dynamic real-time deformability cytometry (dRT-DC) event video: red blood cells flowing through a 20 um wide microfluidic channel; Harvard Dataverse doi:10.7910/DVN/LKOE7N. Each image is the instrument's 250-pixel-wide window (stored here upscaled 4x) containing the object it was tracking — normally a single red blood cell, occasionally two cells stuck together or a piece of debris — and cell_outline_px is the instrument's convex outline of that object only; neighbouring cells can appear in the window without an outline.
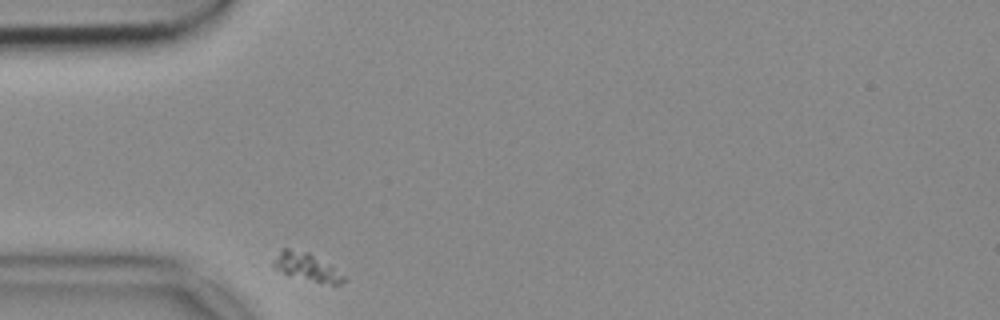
{"species": "common noctule bat (a hibernating species)", "species_latin": "Nyctalus noctula", "temperature_condition": "cold", "stored_images_in_passage": 33, "camera_frame_rate_fps": 3000, "um_per_image_px": 0.085, "animal": {"sex": "female", "body_mass_g": 18.4}, "frame": {"image": 1, "passage_image": 1, "time_ms": 0.0, "image_size_px": [1000, 320], "cell_outline_px": [[348, 280], [340, 284], [332, 284], [288, 276], [272, 268], [272, 260], [280, 248], [288, 248], [308, 252], [348, 276]], "centroid_in_image_um": [26.03, 22.69], "position_along_channel_um": 59.0, "area_um2": 11.73}}
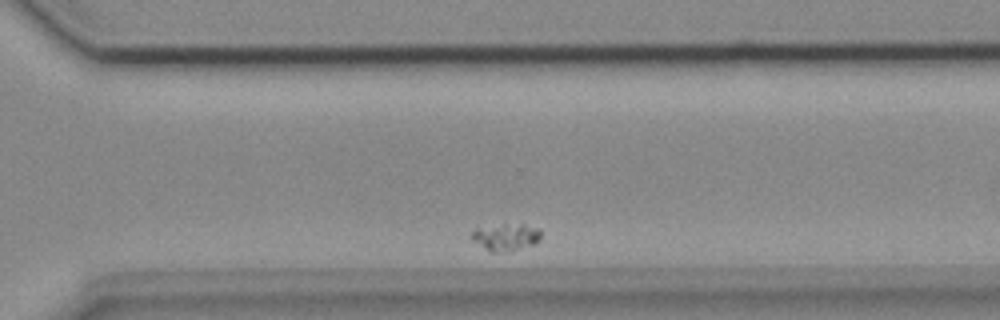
{"frame": {"image": 2, "passage_image": 29, "time_ms": 9.333, "image_size_px": [1000, 320], "cell_outline_px": [[540, 240], [536, 244], [496, 252], [492, 252], [472, 240], [468, 236], [476, 228], [504, 224], [524, 224], [540, 228]], "centroid_in_image_um": [43.0, 20.11], "position_along_channel_um": 327.6, "area_um2": 10.75}}
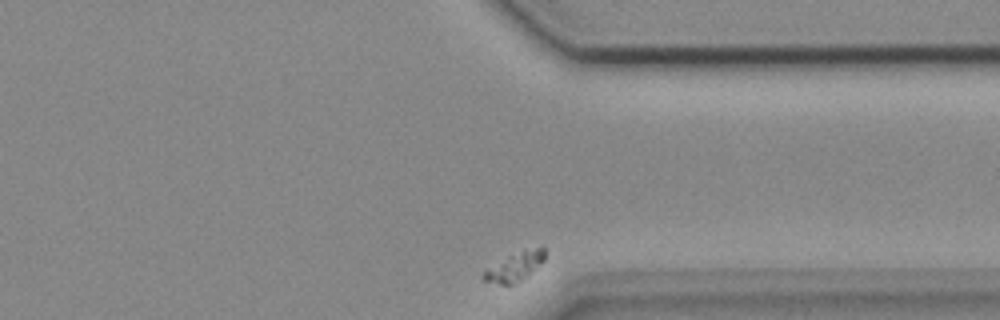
{"frame": {"image": 3, "passage_image": 33, "time_ms": 10.667, "image_size_px": [1000, 320], "cell_outline_px": [[544, 260], [528, 276], [516, 284], [500, 284], [484, 280], [480, 276], [484, 272], [508, 256], [524, 248], [544, 248]], "centroid_in_image_um": [43.79, 22.68], "position_along_channel_um": 367.6, "area_um2": 10.06}}